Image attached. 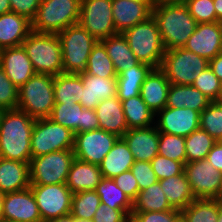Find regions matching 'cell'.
I'll return each mask as SVG.
<instances>
[{"mask_svg":"<svg viewBox=\"0 0 222 222\" xmlns=\"http://www.w3.org/2000/svg\"><path fill=\"white\" fill-rule=\"evenodd\" d=\"M154 2L112 0V14L117 33H123L152 16Z\"/></svg>","mask_w":222,"mask_h":222,"instance_id":"18","label":"cell"},{"mask_svg":"<svg viewBox=\"0 0 222 222\" xmlns=\"http://www.w3.org/2000/svg\"><path fill=\"white\" fill-rule=\"evenodd\" d=\"M113 180L116 186L119 187L132 202L136 199L139 193V186L131 170L115 176Z\"/></svg>","mask_w":222,"mask_h":222,"instance_id":"50","label":"cell"},{"mask_svg":"<svg viewBox=\"0 0 222 222\" xmlns=\"http://www.w3.org/2000/svg\"><path fill=\"white\" fill-rule=\"evenodd\" d=\"M175 222H187L184 217L181 215Z\"/></svg>","mask_w":222,"mask_h":222,"instance_id":"63","label":"cell"},{"mask_svg":"<svg viewBox=\"0 0 222 222\" xmlns=\"http://www.w3.org/2000/svg\"><path fill=\"white\" fill-rule=\"evenodd\" d=\"M84 72L102 78L117 77L113 62L100 40L93 46Z\"/></svg>","mask_w":222,"mask_h":222,"instance_id":"39","label":"cell"},{"mask_svg":"<svg viewBox=\"0 0 222 222\" xmlns=\"http://www.w3.org/2000/svg\"><path fill=\"white\" fill-rule=\"evenodd\" d=\"M84 107L77 102L55 103L50 119L64 127L71 129L75 134L82 132Z\"/></svg>","mask_w":222,"mask_h":222,"instance_id":"35","label":"cell"},{"mask_svg":"<svg viewBox=\"0 0 222 222\" xmlns=\"http://www.w3.org/2000/svg\"><path fill=\"white\" fill-rule=\"evenodd\" d=\"M75 133L50 118L36 119L31 136V158L74 148Z\"/></svg>","mask_w":222,"mask_h":222,"instance_id":"10","label":"cell"},{"mask_svg":"<svg viewBox=\"0 0 222 222\" xmlns=\"http://www.w3.org/2000/svg\"><path fill=\"white\" fill-rule=\"evenodd\" d=\"M117 96V77L102 78L81 72L80 103L84 108L95 110L102 100Z\"/></svg>","mask_w":222,"mask_h":222,"instance_id":"20","label":"cell"},{"mask_svg":"<svg viewBox=\"0 0 222 222\" xmlns=\"http://www.w3.org/2000/svg\"><path fill=\"white\" fill-rule=\"evenodd\" d=\"M28 162L8 160L0 157V192L12 193L30 187Z\"/></svg>","mask_w":222,"mask_h":222,"instance_id":"25","label":"cell"},{"mask_svg":"<svg viewBox=\"0 0 222 222\" xmlns=\"http://www.w3.org/2000/svg\"><path fill=\"white\" fill-rule=\"evenodd\" d=\"M217 142L222 146V137L217 140Z\"/></svg>","mask_w":222,"mask_h":222,"instance_id":"66","label":"cell"},{"mask_svg":"<svg viewBox=\"0 0 222 222\" xmlns=\"http://www.w3.org/2000/svg\"><path fill=\"white\" fill-rule=\"evenodd\" d=\"M95 191L100 197L101 204L110 206L113 209L125 210L131 216L133 202L116 186L113 179L103 177Z\"/></svg>","mask_w":222,"mask_h":222,"instance_id":"34","label":"cell"},{"mask_svg":"<svg viewBox=\"0 0 222 222\" xmlns=\"http://www.w3.org/2000/svg\"><path fill=\"white\" fill-rule=\"evenodd\" d=\"M11 11V5L9 0H0V15Z\"/></svg>","mask_w":222,"mask_h":222,"instance_id":"57","label":"cell"},{"mask_svg":"<svg viewBox=\"0 0 222 222\" xmlns=\"http://www.w3.org/2000/svg\"><path fill=\"white\" fill-rule=\"evenodd\" d=\"M100 204V197L95 190L74 193L70 215L75 220H93L94 214Z\"/></svg>","mask_w":222,"mask_h":222,"instance_id":"40","label":"cell"},{"mask_svg":"<svg viewBox=\"0 0 222 222\" xmlns=\"http://www.w3.org/2000/svg\"><path fill=\"white\" fill-rule=\"evenodd\" d=\"M131 172L136 178L139 186V191L158 182V178L153 171L151 162L147 161H134L131 167Z\"/></svg>","mask_w":222,"mask_h":222,"instance_id":"47","label":"cell"},{"mask_svg":"<svg viewBox=\"0 0 222 222\" xmlns=\"http://www.w3.org/2000/svg\"><path fill=\"white\" fill-rule=\"evenodd\" d=\"M180 212L187 222H217L219 201L207 198L195 199Z\"/></svg>","mask_w":222,"mask_h":222,"instance_id":"37","label":"cell"},{"mask_svg":"<svg viewBox=\"0 0 222 222\" xmlns=\"http://www.w3.org/2000/svg\"><path fill=\"white\" fill-rule=\"evenodd\" d=\"M218 22L222 23V0H213Z\"/></svg>","mask_w":222,"mask_h":222,"instance_id":"56","label":"cell"},{"mask_svg":"<svg viewBox=\"0 0 222 222\" xmlns=\"http://www.w3.org/2000/svg\"><path fill=\"white\" fill-rule=\"evenodd\" d=\"M158 154L185 165V137L159 132Z\"/></svg>","mask_w":222,"mask_h":222,"instance_id":"41","label":"cell"},{"mask_svg":"<svg viewBox=\"0 0 222 222\" xmlns=\"http://www.w3.org/2000/svg\"><path fill=\"white\" fill-rule=\"evenodd\" d=\"M134 161L125 140L119 137L112 149L99 164L102 177L113 179L115 176L130 170Z\"/></svg>","mask_w":222,"mask_h":222,"instance_id":"28","label":"cell"},{"mask_svg":"<svg viewBox=\"0 0 222 222\" xmlns=\"http://www.w3.org/2000/svg\"><path fill=\"white\" fill-rule=\"evenodd\" d=\"M217 222H222V203L220 201H219V214Z\"/></svg>","mask_w":222,"mask_h":222,"instance_id":"61","label":"cell"},{"mask_svg":"<svg viewBox=\"0 0 222 222\" xmlns=\"http://www.w3.org/2000/svg\"><path fill=\"white\" fill-rule=\"evenodd\" d=\"M131 216L122 209H113L110 206L100 204L96 210L93 222H129Z\"/></svg>","mask_w":222,"mask_h":222,"instance_id":"49","label":"cell"},{"mask_svg":"<svg viewBox=\"0 0 222 222\" xmlns=\"http://www.w3.org/2000/svg\"><path fill=\"white\" fill-rule=\"evenodd\" d=\"M170 85L159 68L153 69L143 82L140 96L155 115L166 107Z\"/></svg>","mask_w":222,"mask_h":222,"instance_id":"24","label":"cell"},{"mask_svg":"<svg viewBox=\"0 0 222 222\" xmlns=\"http://www.w3.org/2000/svg\"><path fill=\"white\" fill-rule=\"evenodd\" d=\"M5 193L0 192V222H2Z\"/></svg>","mask_w":222,"mask_h":222,"instance_id":"59","label":"cell"},{"mask_svg":"<svg viewBox=\"0 0 222 222\" xmlns=\"http://www.w3.org/2000/svg\"><path fill=\"white\" fill-rule=\"evenodd\" d=\"M55 105L54 76L35 74L19 88L18 109L31 118H49Z\"/></svg>","mask_w":222,"mask_h":222,"instance_id":"6","label":"cell"},{"mask_svg":"<svg viewBox=\"0 0 222 222\" xmlns=\"http://www.w3.org/2000/svg\"><path fill=\"white\" fill-rule=\"evenodd\" d=\"M36 74L63 73L62 47L57 34L31 31L22 43Z\"/></svg>","mask_w":222,"mask_h":222,"instance_id":"3","label":"cell"},{"mask_svg":"<svg viewBox=\"0 0 222 222\" xmlns=\"http://www.w3.org/2000/svg\"><path fill=\"white\" fill-rule=\"evenodd\" d=\"M200 128L216 141L222 137V103L212 101L200 113Z\"/></svg>","mask_w":222,"mask_h":222,"instance_id":"42","label":"cell"},{"mask_svg":"<svg viewBox=\"0 0 222 222\" xmlns=\"http://www.w3.org/2000/svg\"><path fill=\"white\" fill-rule=\"evenodd\" d=\"M217 102L222 103V82H221L220 93H219Z\"/></svg>","mask_w":222,"mask_h":222,"instance_id":"62","label":"cell"},{"mask_svg":"<svg viewBox=\"0 0 222 222\" xmlns=\"http://www.w3.org/2000/svg\"><path fill=\"white\" fill-rule=\"evenodd\" d=\"M99 129V122L95 110L83 109L82 132Z\"/></svg>","mask_w":222,"mask_h":222,"instance_id":"52","label":"cell"},{"mask_svg":"<svg viewBox=\"0 0 222 222\" xmlns=\"http://www.w3.org/2000/svg\"><path fill=\"white\" fill-rule=\"evenodd\" d=\"M209 67L222 82V52L209 61Z\"/></svg>","mask_w":222,"mask_h":222,"instance_id":"54","label":"cell"},{"mask_svg":"<svg viewBox=\"0 0 222 222\" xmlns=\"http://www.w3.org/2000/svg\"><path fill=\"white\" fill-rule=\"evenodd\" d=\"M99 129L122 137L128 130L121 100L115 96L102 100L95 107Z\"/></svg>","mask_w":222,"mask_h":222,"instance_id":"22","label":"cell"},{"mask_svg":"<svg viewBox=\"0 0 222 222\" xmlns=\"http://www.w3.org/2000/svg\"><path fill=\"white\" fill-rule=\"evenodd\" d=\"M181 216L178 209L151 212H132L133 222H175Z\"/></svg>","mask_w":222,"mask_h":222,"instance_id":"48","label":"cell"},{"mask_svg":"<svg viewBox=\"0 0 222 222\" xmlns=\"http://www.w3.org/2000/svg\"><path fill=\"white\" fill-rule=\"evenodd\" d=\"M80 9L81 0H41L31 22L32 30L58 34L67 27L78 24Z\"/></svg>","mask_w":222,"mask_h":222,"instance_id":"5","label":"cell"},{"mask_svg":"<svg viewBox=\"0 0 222 222\" xmlns=\"http://www.w3.org/2000/svg\"><path fill=\"white\" fill-rule=\"evenodd\" d=\"M102 178L99 165L75 158L69 169L65 184L74 194L81 191L95 190Z\"/></svg>","mask_w":222,"mask_h":222,"instance_id":"26","label":"cell"},{"mask_svg":"<svg viewBox=\"0 0 222 222\" xmlns=\"http://www.w3.org/2000/svg\"><path fill=\"white\" fill-rule=\"evenodd\" d=\"M135 1H139V2H154V0H135Z\"/></svg>","mask_w":222,"mask_h":222,"instance_id":"64","label":"cell"},{"mask_svg":"<svg viewBox=\"0 0 222 222\" xmlns=\"http://www.w3.org/2000/svg\"><path fill=\"white\" fill-rule=\"evenodd\" d=\"M186 0H154V5L166 4V3H184Z\"/></svg>","mask_w":222,"mask_h":222,"instance_id":"58","label":"cell"},{"mask_svg":"<svg viewBox=\"0 0 222 222\" xmlns=\"http://www.w3.org/2000/svg\"><path fill=\"white\" fill-rule=\"evenodd\" d=\"M206 160L219 172L222 173V146L216 142L206 156Z\"/></svg>","mask_w":222,"mask_h":222,"instance_id":"53","label":"cell"},{"mask_svg":"<svg viewBox=\"0 0 222 222\" xmlns=\"http://www.w3.org/2000/svg\"><path fill=\"white\" fill-rule=\"evenodd\" d=\"M216 142L201 128L193 131L189 136L185 137L186 163L206 159Z\"/></svg>","mask_w":222,"mask_h":222,"instance_id":"38","label":"cell"},{"mask_svg":"<svg viewBox=\"0 0 222 222\" xmlns=\"http://www.w3.org/2000/svg\"><path fill=\"white\" fill-rule=\"evenodd\" d=\"M75 155L73 149L54 151L29 162L30 184L51 185L66 183Z\"/></svg>","mask_w":222,"mask_h":222,"instance_id":"9","label":"cell"},{"mask_svg":"<svg viewBox=\"0 0 222 222\" xmlns=\"http://www.w3.org/2000/svg\"><path fill=\"white\" fill-rule=\"evenodd\" d=\"M78 24L97 40L118 34L112 14V0H81Z\"/></svg>","mask_w":222,"mask_h":222,"instance_id":"12","label":"cell"},{"mask_svg":"<svg viewBox=\"0 0 222 222\" xmlns=\"http://www.w3.org/2000/svg\"><path fill=\"white\" fill-rule=\"evenodd\" d=\"M184 172L196 199H218L222 190V173L206 159L185 163Z\"/></svg>","mask_w":222,"mask_h":222,"instance_id":"13","label":"cell"},{"mask_svg":"<svg viewBox=\"0 0 222 222\" xmlns=\"http://www.w3.org/2000/svg\"><path fill=\"white\" fill-rule=\"evenodd\" d=\"M208 66L209 61L205 58L185 48H176L165 51L159 69L170 84L192 85Z\"/></svg>","mask_w":222,"mask_h":222,"instance_id":"8","label":"cell"},{"mask_svg":"<svg viewBox=\"0 0 222 222\" xmlns=\"http://www.w3.org/2000/svg\"><path fill=\"white\" fill-rule=\"evenodd\" d=\"M159 184L174 209L181 211L196 199L185 172L167 179H161L159 180Z\"/></svg>","mask_w":222,"mask_h":222,"instance_id":"31","label":"cell"},{"mask_svg":"<svg viewBox=\"0 0 222 222\" xmlns=\"http://www.w3.org/2000/svg\"><path fill=\"white\" fill-rule=\"evenodd\" d=\"M30 188L43 222L67 216L71 213L73 193L65 183L31 184Z\"/></svg>","mask_w":222,"mask_h":222,"instance_id":"11","label":"cell"},{"mask_svg":"<svg viewBox=\"0 0 222 222\" xmlns=\"http://www.w3.org/2000/svg\"><path fill=\"white\" fill-rule=\"evenodd\" d=\"M2 222H43L30 187L5 194Z\"/></svg>","mask_w":222,"mask_h":222,"instance_id":"16","label":"cell"},{"mask_svg":"<svg viewBox=\"0 0 222 222\" xmlns=\"http://www.w3.org/2000/svg\"><path fill=\"white\" fill-rule=\"evenodd\" d=\"M81 73H61L54 76L55 103H80Z\"/></svg>","mask_w":222,"mask_h":222,"instance_id":"36","label":"cell"},{"mask_svg":"<svg viewBox=\"0 0 222 222\" xmlns=\"http://www.w3.org/2000/svg\"><path fill=\"white\" fill-rule=\"evenodd\" d=\"M31 31L26 17L12 11L0 15V50L21 46Z\"/></svg>","mask_w":222,"mask_h":222,"instance_id":"23","label":"cell"},{"mask_svg":"<svg viewBox=\"0 0 222 222\" xmlns=\"http://www.w3.org/2000/svg\"><path fill=\"white\" fill-rule=\"evenodd\" d=\"M192 86L199 89L211 101H217L220 93L221 81L208 66L196 77Z\"/></svg>","mask_w":222,"mask_h":222,"instance_id":"43","label":"cell"},{"mask_svg":"<svg viewBox=\"0 0 222 222\" xmlns=\"http://www.w3.org/2000/svg\"><path fill=\"white\" fill-rule=\"evenodd\" d=\"M48 222H93L92 220H75L70 214L63 217H58L56 219L50 220Z\"/></svg>","mask_w":222,"mask_h":222,"instance_id":"55","label":"cell"},{"mask_svg":"<svg viewBox=\"0 0 222 222\" xmlns=\"http://www.w3.org/2000/svg\"><path fill=\"white\" fill-rule=\"evenodd\" d=\"M122 35L139 62L160 68L166 49L153 16L125 30Z\"/></svg>","mask_w":222,"mask_h":222,"instance_id":"4","label":"cell"},{"mask_svg":"<svg viewBox=\"0 0 222 222\" xmlns=\"http://www.w3.org/2000/svg\"><path fill=\"white\" fill-rule=\"evenodd\" d=\"M151 165L158 180L167 179L184 172V164L182 162L166 158L159 154L151 160Z\"/></svg>","mask_w":222,"mask_h":222,"instance_id":"45","label":"cell"},{"mask_svg":"<svg viewBox=\"0 0 222 222\" xmlns=\"http://www.w3.org/2000/svg\"><path fill=\"white\" fill-rule=\"evenodd\" d=\"M35 119L18 108L6 111L0 125V157L20 162L31 160V136Z\"/></svg>","mask_w":222,"mask_h":222,"instance_id":"1","label":"cell"},{"mask_svg":"<svg viewBox=\"0 0 222 222\" xmlns=\"http://www.w3.org/2000/svg\"><path fill=\"white\" fill-rule=\"evenodd\" d=\"M154 68L139 62L136 66L117 75V97L123 101L140 95L141 86Z\"/></svg>","mask_w":222,"mask_h":222,"instance_id":"29","label":"cell"},{"mask_svg":"<svg viewBox=\"0 0 222 222\" xmlns=\"http://www.w3.org/2000/svg\"><path fill=\"white\" fill-rule=\"evenodd\" d=\"M128 129L155 125V114L140 95L121 101Z\"/></svg>","mask_w":222,"mask_h":222,"instance_id":"32","label":"cell"},{"mask_svg":"<svg viewBox=\"0 0 222 222\" xmlns=\"http://www.w3.org/2000/svg\"><path fill=\"white\" fill-rule=\"evenodd\" d=\"M62 47L63 73H81L97 39L79 24L69 26L57 34Z\"/></svg>","mask_w":222,"mask_h":222,"instance_id":"7","label":"cell"},{"mask_svg":"<svg viewBox=\"0 0 222 222\" xmlns=\"http://www.w3.org/2000/svg\"><path fill=\"white\" fill-rule=\"evenodd\" d=\"M212 101L192 85L171 84L168 90L169 108H191L201 113Z\"/></svg>","mask_w":222,"mask_h":222,"instance_id":"27","label":"cell"},{"mask_svg":"<svg viewBox=\"0 0 222 222\" xmlns=\"http://www.w3.org/2000/svg\"><path fill=\"white\" fill-rule=\"evenodd\" d=\"M19 88L14 85L0 66V107L6 110L18 107Z\"/></svg>","mask_w":222,"mask_h":222,"instance_id":"46","label":"cell"},{"mask_svg":"<svg viewBox=\"0 0 222 222\" xmlns=\"http://www.w3.org/2000/svg\"><path fill=\"white\" fill-rule=\"evenodd\" d=\"M0 66L18 88L36 74L22 45L0 50Z\"/></svg>","mask_w":222,"mask_h":222,"instance_id":"19","label":"cell"},{"mask_svg":"<svg viewBox=\"0 0 222 222\" xmlns=\"http://www.w3.org/2000/svg\"><path fill=\"white\" fill-rule=\"evenodd\" d=\"M184 3L197 24L218 22L213 0H186Z\"/></svg>","mask_w":222,"mask_h":222,"instance_id":"44","label":"cell"},{"mask_svg":"<svg viewBox=\"0 0 222 222\" xmlns=\"http://www.w3.org/2000/svg\"><path fill=\"white\" fill-rule=\"evenodd\" d=\"M100 41L104 44L117 75L121 71H126L139 63L122 33L109 36Z\"/></svg>","mask_w":222,"mask_h":222,"instance_id":"30","label":"cell"},{"mask_svg":"<svg viewBox=\"0 0 222 222\" xmlns=\"http://www.w3.org/2000/svg\"><path fill=\"white\" fill-rule=\"evenodd\" d=\"M183 48L210 61L222 52V23L197 24Z\"/></svg>","mask_w":222,"mask_h":222,"instance_id":"17","label":"cell"},{"mask_svg":"<svg viewBox=\"0 0 222 222\" xmlns=\"http://www.w3.org/2000/svg\"><path fill=\"white\" fill-rule=\"evenodd\" d=\"M172 209L174 208L170 205L158 181L139 191L136 199L133 201L132 212L165 211Z\"/></svg>","mask_w":222,"mask_h":222,"instance_id":"33","label":"cell"},{"mask_svg":"<svg viewBox=\"0 0 222 222\" xmlns=\"http://www.w3.org/2000/svg\"><path fill=\"white\" fill-rule=\"evenodd\" d=\"M217 200L220 201V202L222 203V190H221V193H220V195H219V197H218Z\"/></svg>","mask_w":222,"mask_h":222,"instance_id":"65","label":"cell"},{"mask_svg":"<svg viewBox=\"0 0 222 222\" xmlns=\"http://www.w3.org/2000/svg\"><path fill=\"white\" fill-rule=\"evenodd\" d=\"M152 16L157 22L166 51L183 48L197 26L185 3L154 5Z\"/></svg>","mask_w":222,"mask_h":222,"instance_id":"2","label":"cell"},{"mask_svg":"<svg viewBox=\"0 0 222 222\" xmlns=\"http://www.w3.org/2000/svg\"><path fill=\"white\" fill-rule=\"evenodd\" d=\"M6 111H7V110H6L5 108L0 107V125H1V123H2V120H3V118H4V115H5Z\"/></svg>","mask_w":222,"mask_h":222,"instance_id":"60","label":"cell"},{"mask_svg":"<svg viewBox=\"0 0 222 222\" xmlns=\"http://www.w3.org/2000/svg\"><path fill=\"white\" fill-rule=\"evenodd\" d=\"M135 161L151 160L158 155L159 131L156 125L128 129L122 136Z\"/></svg>","mask_w":222,"mask_h":222,"instance_id":"21","label":"cell"},{"mask_svg":"<svg viewBox=\"0 0 222 222\" xmlns=\"http://www.w3.org/2000/svg\"><path fill=\"white\" fill-rule=\"evenodd\" d=\"M155 117V125L161 133L186 137L200 128V113L191 108L165 107Z\"/></svg>","mask_w":222,"mask_h":222,"instance_id":"15","label":"cell"},{"mask_svg":"<svg viewBox=\"0 0 222 222\" xmlns=\"http://www.w3.org/2000/svg\"><path fill=\"white\" fill-rule=\"evenodd\" d=\"M11 11L26 17L32 22L36 16L41 0H9Z\"/></svg>","mask_w":222,"mask_h":222,"instance_id":"51","label":"cell"},{"mask_svg":"<svg viewBox=\"0 0 222 222\" xmlns=\"http://www.w3.org/2000/svg\"><path fill=\"white\" fill-rule=\"evenodd\" d=\"M118 138L102 129L76 133L73 148L75 158L99 165Z\"/></svg>","mask_w":222,"mask_h":222,"instance_id":"14","label":"cell"}]
</instances>
